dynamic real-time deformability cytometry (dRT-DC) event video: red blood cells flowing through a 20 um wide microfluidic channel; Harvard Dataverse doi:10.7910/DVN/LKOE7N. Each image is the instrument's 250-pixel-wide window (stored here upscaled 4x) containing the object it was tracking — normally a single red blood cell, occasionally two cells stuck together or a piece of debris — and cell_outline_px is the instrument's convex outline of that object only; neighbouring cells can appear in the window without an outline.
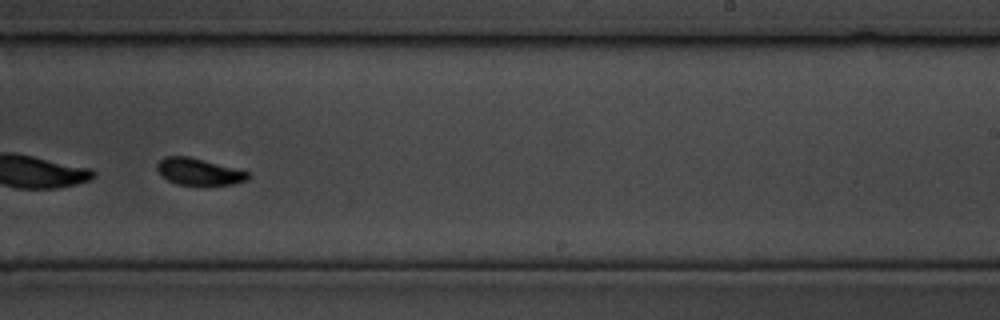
{"species": "common noctule bat (a hibernating species)", "species_latin": "Nyctalus noctula", "temperature_condition": "cold", "stored_images_in_passage": 25, "camera_frame_rate_fps": 3000, "um_per_image_px": 0.085, "animal": {"sex": "male", "body_mass_g": 19.5, "forearm_length_mm": 54.6}, "frame": {"image": 1, "passage_image": 15, "time_ms": 4.667, "image_size_px": [1000, 320], "cell_outline_px": [[248, 180], [232, 184], [176, 184], [168, 180], [156, 168], [156, 164], [164, 156], [188, 156], [204, 160], [248, 172]], "centroid_in_image_um": [16.86, 14.58], "position_along_channel_um": 272.1, "area_um2": 13.76}}